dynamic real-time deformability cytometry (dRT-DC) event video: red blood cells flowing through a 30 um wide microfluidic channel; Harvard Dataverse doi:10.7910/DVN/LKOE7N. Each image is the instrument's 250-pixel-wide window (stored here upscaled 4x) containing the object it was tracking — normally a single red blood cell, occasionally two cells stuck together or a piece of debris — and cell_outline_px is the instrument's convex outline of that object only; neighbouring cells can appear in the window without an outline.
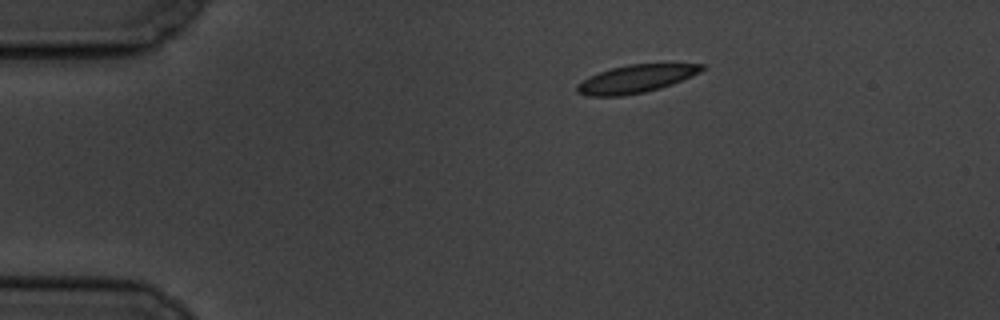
{"species": "common noctule bat (a hibernating species)", "species_latin": "Nyctalus noctula", "temperature_condition": "cold", "stored_images_in_passage": 49, "camera_frame_rate_fps": 3000, "um_per_image_px": 0.085, "animal": {"sex": "male", "body_mass_g": 19.5, "forearm_length_mm": 54.6}, "frame": {"image": 1, "passage_image": 1, "time_ms": 0.0, "image_size_px": [1000, 320], "cell_outline_px": [[704, 68], [700, 72], [692, 76], [672, 84], [660, 88], [644, 92], [624, 96], [588, 96], [576, 92], [576, 84], [588, 76], [612, 68], [628, 64], [704, 64]], "centroid_in_image_um": [54.01, 6.71], "position_along_channel_um": 31.0, "area_um2": 20.23}}
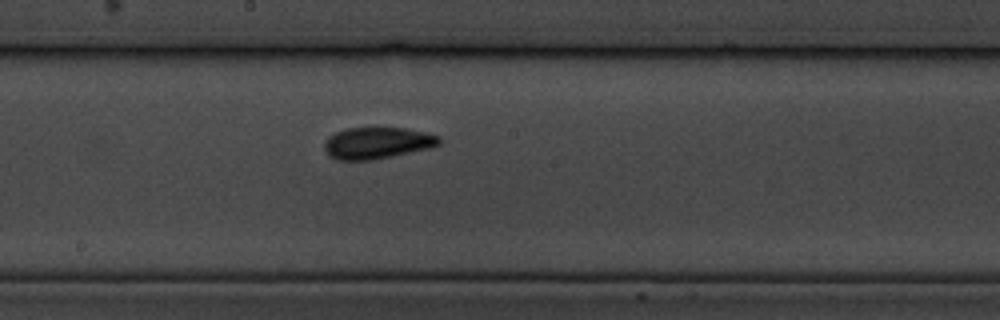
{"frame": {"image": 2, "passage_image": 22, "time_ms": 7.0, "image_size_px": [1000, 320], "cell_outline_px": [[440, 144], [432, 148], [392, 156], [368, 160], [336, 160], [328, 156], [324, 148], [324, 140], [328, 136], [336, 132], [348, 128], [404, 128], [428, 132], [440, 136]], "centroid_in_image_um": [32.06, 12.15], "position_along_channel_um": 216.1, "area_um2": 21.33}}
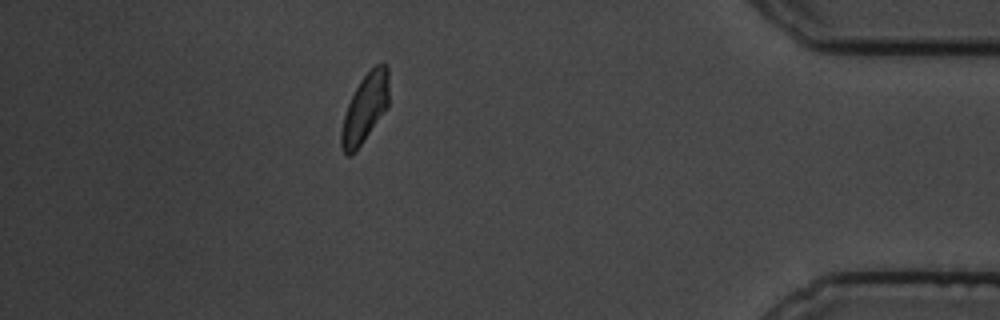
{"frame": {"image": 3, "passage_image": 42, "time_ms": 13.667, "image_size_px": [1000, 320], "cell_outline_px": [[388, 108], [360, 144], [348, 156], [344, 156], [340, 144], [340, 132], [344, 116], [348, 104], [360, 80], [376, 64], [388, 64]], "centroid_in_image_um": [31.02, 9.19], "position_along_channel_um": 404.2, "area_um2": 18.73}, "authors_computed_cell_mechanics": {"area_um2": 20.23, "velocity_mm_per_s": 3.4417, "shape_relaxation_time_tau1_ms": 2.8703, "shape_relaxation_time_tau2_ms": 1.8846, "deformation_change_tau1": 0.1234, "deformation_change_tau2": 0.076}}